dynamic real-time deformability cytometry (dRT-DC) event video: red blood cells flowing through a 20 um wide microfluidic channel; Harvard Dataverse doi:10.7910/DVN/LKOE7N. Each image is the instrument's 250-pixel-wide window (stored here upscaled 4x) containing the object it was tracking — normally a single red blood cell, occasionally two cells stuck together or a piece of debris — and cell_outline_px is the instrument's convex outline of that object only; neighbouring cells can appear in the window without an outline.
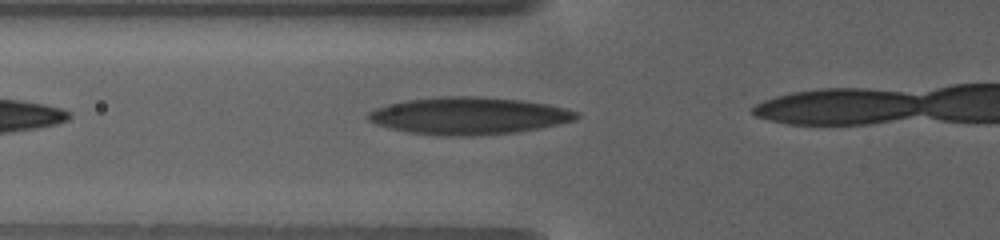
{"species": "human", "species_latin": "Homo sapiens", "temperature_condition": "warm", "stored_images_in_passage": 5, "camera_frame_rate_fps": 3000, "um_per_image_px": 0.085, "donor": {"sex": "female"}, "frame": {"image": 1, "passage_image": 3, "time_ms": 1.667, "image_size_px": [1000, 240], "cell_outline_px": [[580, 116], [576, 120], [540, 128], [516, 132], [472, 136], [436, 136], [408, 132], [388, 128], [376, 124], [368, 120], [364, 116], [368, 112], [376, 108], [388, 104], [408, 100], [440, 96], [480, 96], [520, 100], [548, 104], [580, 112]], "centroid_in_image_um": [39.82, 9.85], "position_along_channel_um": 86.0, "area_um2": 45.55}}